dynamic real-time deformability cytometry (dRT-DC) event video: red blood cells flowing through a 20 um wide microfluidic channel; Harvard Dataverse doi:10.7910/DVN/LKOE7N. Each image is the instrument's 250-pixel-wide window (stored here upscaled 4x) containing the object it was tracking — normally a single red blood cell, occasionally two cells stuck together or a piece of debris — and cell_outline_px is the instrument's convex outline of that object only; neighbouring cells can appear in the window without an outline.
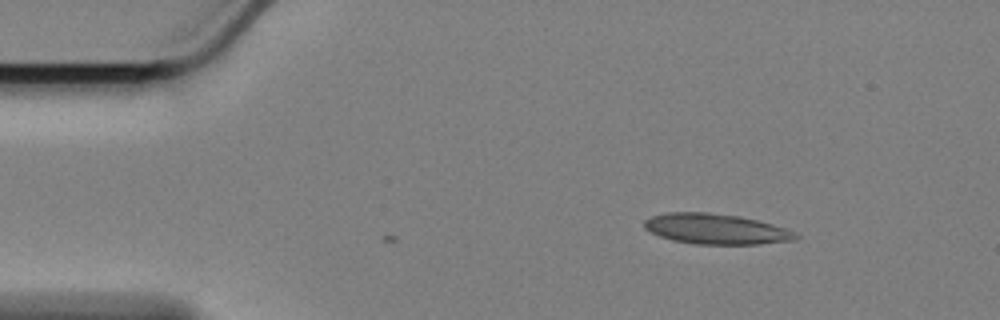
{"species": "Egyptian fruit bat (a non-hibernating species)", "species_latin": "Rousettus aegyptiacus", "temperature_condition": "cold", "stored_images_in_passage": 9, "camera_frame_rate_fps": 3000, "um_per_image_px": 0.085, "animal": {"sex": "female"}, "frame": {"image": 1, "passage_image": 9, "time_ms": 2.667, "image_size_px": [1000, 320], "cell_outline_px": [[800, 236], [796, 240], [760, 244], [696, 244], [672, 240], [660, 236], [644, 228], [644, 220], [652, 216], [668, 212], [708, 212], [740, 216], [788, 228], [796, 232]], "centroid_in_image_um": [60.9, 19.46], "position_along_channel_um": 24.1, "area_um2": 26.93}}